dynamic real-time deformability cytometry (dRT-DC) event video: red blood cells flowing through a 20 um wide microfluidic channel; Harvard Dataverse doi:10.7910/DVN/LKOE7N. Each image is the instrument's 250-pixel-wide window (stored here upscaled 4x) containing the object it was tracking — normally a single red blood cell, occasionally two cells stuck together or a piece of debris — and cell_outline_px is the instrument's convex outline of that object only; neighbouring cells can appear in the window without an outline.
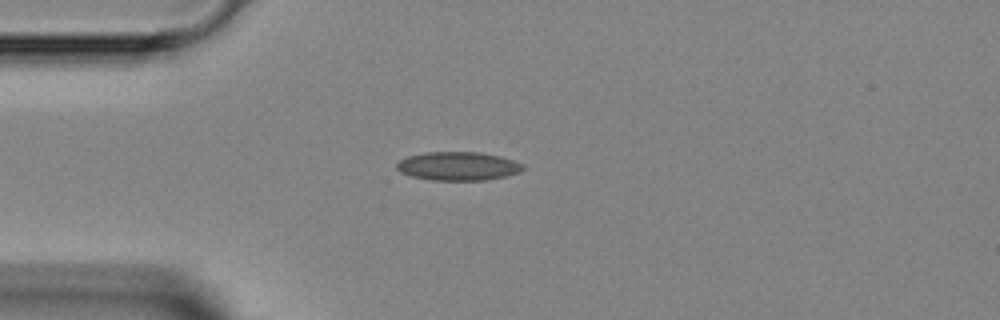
{"species": "Egyptian fruit bat (a non-hibernating species)", "species_latin": "Rousettus aegyptiacus", "temperature_condition": "room temperature", "stored_images_in_passage": 2, "camera_frame_rate_fps": 3000, "um_per_image_px": 0.085, "animal": {"sex": "female"}, "frame": {"image": 1, "passage_image": 1, "time_ms": 0.0, "image_size_px": [1000, 320], "cell_outline_px": [[524, 168], [520, 172], [504, 176], [484, 180], [432, 180], [412, 176], [400, 172], [396, 168], [396, 164], [400, 160], [408, 156], [424, 152], [480, 152], [500, 156], [524, 164]], "centroid_in_image_um": [38.92, 14.11], "position_along_channel_um": 46.1, "area_um2": 20.98}}